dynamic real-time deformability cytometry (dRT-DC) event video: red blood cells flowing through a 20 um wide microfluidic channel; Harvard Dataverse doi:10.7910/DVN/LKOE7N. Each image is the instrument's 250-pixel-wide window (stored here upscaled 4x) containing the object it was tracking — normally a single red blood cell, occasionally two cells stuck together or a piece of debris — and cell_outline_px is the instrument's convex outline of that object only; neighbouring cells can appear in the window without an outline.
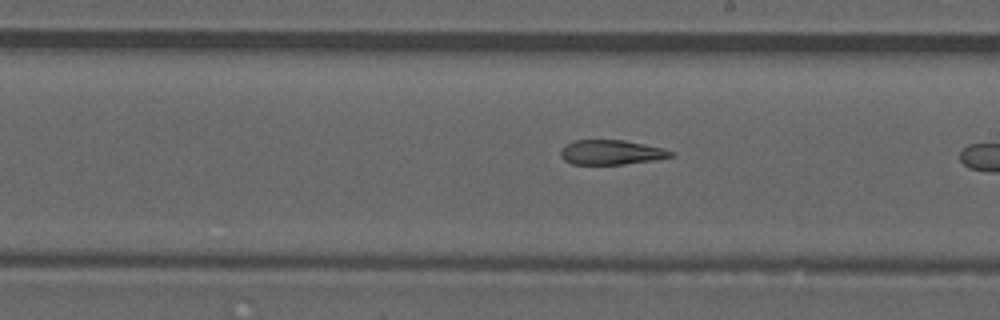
{"species": "common noctule bat (a hibernating species)", "species_latin": "Nyctalus noctula", "temperature_condition": "room temperature", "stored_images_in_passage": 25, "camera_frame_rate_fps": 3000, "um_per_image_px": 0.085, "animal": {"sex": "male", "forearm_length_mm": 52.5}, "frame": {"image": 1, "passage_image": 22, "time_ms": 7.0, "image_size_px": [1000, 320], "cell_outline_px": [[676, 152], [672, 156], [656, 160], [624, 164], [572, 164], [564, 160], [560, 156], [560, 148], [576, 140], [624, 140], [664, 148]], "centroid_in_image_um": [51.97, 12.95], "position_along_channel_um": 237.0, "area_um2": 15.9}}